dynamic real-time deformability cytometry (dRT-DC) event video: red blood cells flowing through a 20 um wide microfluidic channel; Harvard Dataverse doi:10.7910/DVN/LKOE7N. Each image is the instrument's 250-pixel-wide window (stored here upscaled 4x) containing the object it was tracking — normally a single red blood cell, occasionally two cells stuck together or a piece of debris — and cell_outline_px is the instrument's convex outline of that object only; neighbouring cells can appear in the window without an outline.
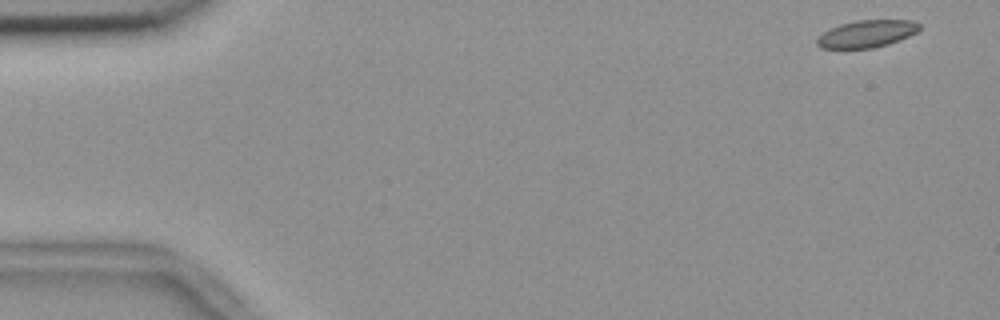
{"species": "common noctule bat (a hibernating species)", "species_latin": "Nyctalus noctula", "temperature_condition": "room temperature", "stored_images_in_passage": 38, "camera_frame_rate_fps": 3000, "um_per_image_px": 0.085, "animal": {"sex": "female", "body_mass_g": 18.4}, "frame": {"image": 1, "passage_image": 1, "time_ms": 0.0, "image_size_px": [1000, 320], "cell_outline_px": [[920, 28], [916, 32], [900, 40], [888, 44], [872, 48], [820, 48], [816, 44], [816, 36], [828, 28], [840, 24], [856, 20], [912, 20], [920, 24]], "centroid_in_image_um": [73.62, 2.87], "position_along_channel_um": 11.4, "area_um2": 16.42}}
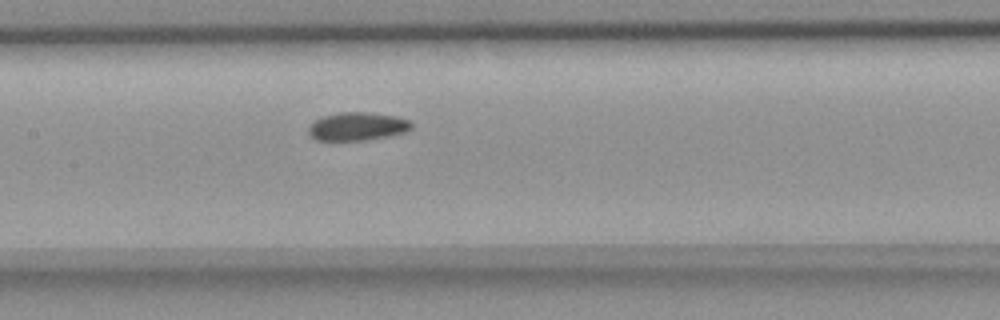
{"frame": {"image": 2, "passage_image": 25, "time_ms": 8.0, "image_size_px": [1000, 320], "cell_outline_px": [[412, 128], [404, 132], [388, 136], [364, 140], [316, 140], [308, 132], [308, 128], [316, 120], [324, 116], [340, 112], [364, 112], [396, 116], [412, 120]], "centroid_in_image_um": [30.41, 10.74], "position_along_channel_um": 177.0, "area_um2": 16.76}}
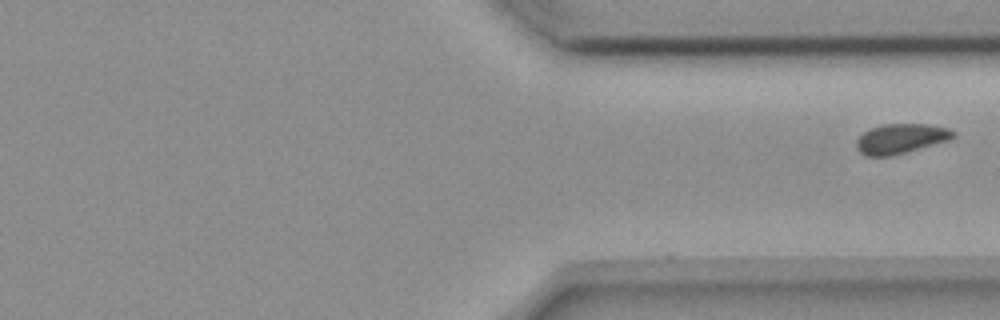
{"frame": {"image": 3, "passage_image": 38, "time_ms": 12.333, "image_size_px": [1000, 320], "cell_outline_px": [[956, 136], [948, 140], [904, 152], [888, 156], [864, 156], [856, 148], [856, 140], [868, 128], [880, 124], [928, 124], [948, 128], [956, 132]], "centroid_in_image_um": [76.53, 11.77], "position_along_channel_um": 334.9, "area_um2": 16.76}}